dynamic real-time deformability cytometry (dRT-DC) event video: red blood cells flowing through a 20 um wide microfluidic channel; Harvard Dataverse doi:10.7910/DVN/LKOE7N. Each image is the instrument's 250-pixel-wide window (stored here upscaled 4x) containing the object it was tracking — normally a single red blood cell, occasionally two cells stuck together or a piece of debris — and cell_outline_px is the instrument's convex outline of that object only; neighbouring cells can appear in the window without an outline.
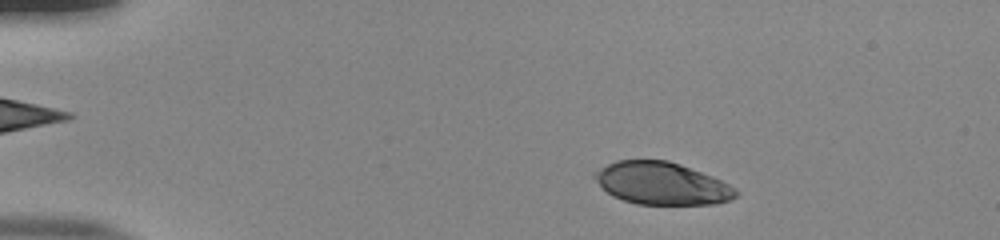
{"species": "human", "species_latin": "Homo sapiens", "temperature_condition": "room temperature", "stored_images_in_passage": 50, "camera_frame_rate_fps": 3000, "um_per_image_px": 0.085, "donor": {"sex": "male"}, "frame": {"image": 1, "passage_image": 6, "time_ms": 1.667, "image_size_px": [1000, 240], "cell_outline_px": [[740, 192], [736, 196], [728, 200], [716, 204], [636, 204], [612, 196], [592, 176], [592, 172], [616, 160], [668, 160], [680, 164], [712, 176], [736, 188]], "centroid_in_image_um": [56.25, 15.59], "position_along_channel_um": 28.8, "area_um2": 34.74}}
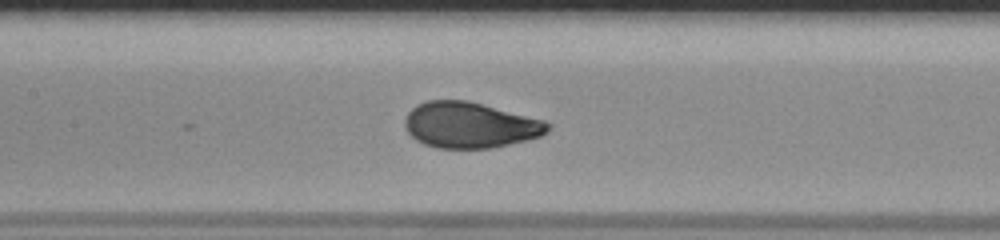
{"frame": {"image": 2, "passage_image": 23, "time_ms": 7.333, "image_size_px": [1000, 240], "cell_outline_px": [[552, 128], [548, 132], [540, 136], [528, 140], [492, 148], [436, 148], [424, 144], [416, 140], [404, 128], [404, 120], [408, 112], [416, 104], [428, 100], [468, 100], [544, 120], [552, 124]], "centroid_in_image_um": [39.96, 10.63], "position_along_channel_um": 167.4, "area_um2": 38.49}}
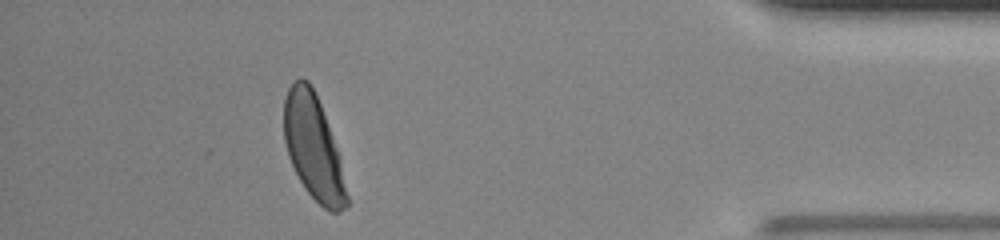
{"frame": {"image": 3, "passage_image": 45, "time_ms": 14.667, "image_size_px": [1000, 240], "cell_outline_px": [[348, 204], [340, 212], [328, 212], [304, 188], [288, 156], [284, 140], [284, 100], [288, 88], [300, 76], [308, 80], [320, 104], [340, 156], [348, 196]], "centroid_in_image_um": [26.64, 12.54], "position_along_channel_um": 408.6, "area_um2": 37.97}, "authors_computed_cell_mechanics": {"area_um2": 38.437, "velocity_mm_per_s": 3.877, "shape_relaxation_time_tau1_ms": 3.2185, "shape_relaxation_time_tau2_ms": null, "deformation_change_tau1": 0.166, "deformation_change_tau2": null}}